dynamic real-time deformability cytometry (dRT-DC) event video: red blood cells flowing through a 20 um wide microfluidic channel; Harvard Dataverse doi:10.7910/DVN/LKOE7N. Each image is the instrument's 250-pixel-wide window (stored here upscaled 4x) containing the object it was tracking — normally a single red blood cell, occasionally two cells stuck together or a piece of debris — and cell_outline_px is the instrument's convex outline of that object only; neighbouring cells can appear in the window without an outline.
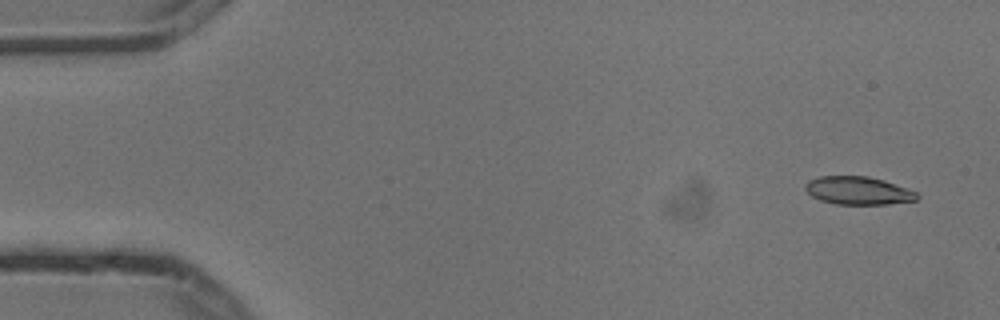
{"species": "common noctule bat (a hibernating species)", "species_latin": "Nyctalus noctula", "temperature_condition": "cold", "stored_images_in_passage": 7, "camera_frame_rate_fps": 3000, "um_per_image_px": 0.085, "animal": {"sex": "male", "body_mass_g": 13.3}, "frame": {"image": 1, "passage_image": 1, "time_ms": 0.0, "image_size_px": [1000, 320], "cell_outline_px": [[920, 196], [916, 200], [888, 204], [836, 204], [820, 200], [812, 196], [804, 188], [804, 184], [808, 180], [820, 176], [868, 176], [884, 180], [916, 192]], "centroid_in_image_um": [72.92, 16.2], "position_along_channel_um": 12.1, "area_um2": 18.21}}
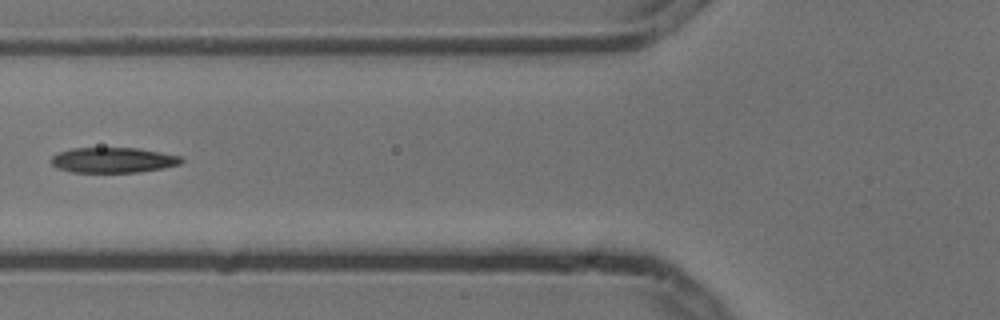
{"frame": {"image": 2, "passage_image": 6, "time_ms": 1.667, "image_size_px": [1000, 320], "cell_outline_px": [[184, 160], [180, 164], [140, 172], [72, 172], [56, 168], [52, 164], [52, 156], [60, 152], [72, 148], [136, 148], [180, 156]], "centroid_in_image_um": [9.59, 13.61], "position_along_channel_um": 116.2, "area_um2": 18.96}}
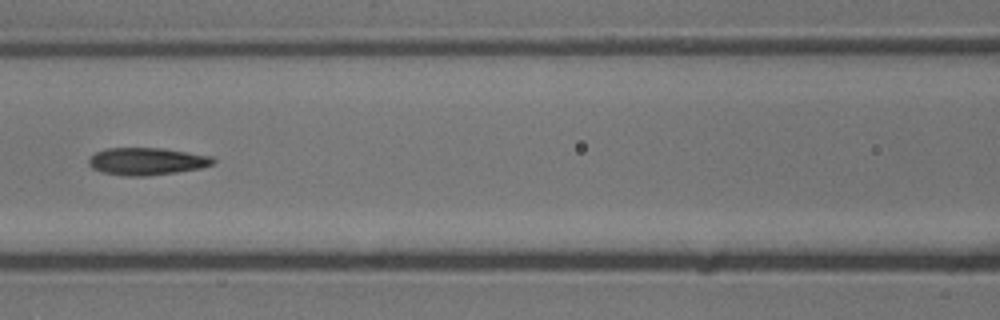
{"frame": {"image": 3, "passage_image": 7, "time_ms": 2.0, "image_size_px": [1000, 320], "cell_outline_px": [[216, 160], [212, 164], [200, 168], [176, 172], [144, 176], [124, 176], [104, 172], [92, 168], [88, 164], [88, 160], [96, 152], [108, 148], [160, 148], [212, 156]], "centroid_in_image_um": [12.47, 13.71], "position_along_channel_um": 154.1, "area_um2": 19.59}}